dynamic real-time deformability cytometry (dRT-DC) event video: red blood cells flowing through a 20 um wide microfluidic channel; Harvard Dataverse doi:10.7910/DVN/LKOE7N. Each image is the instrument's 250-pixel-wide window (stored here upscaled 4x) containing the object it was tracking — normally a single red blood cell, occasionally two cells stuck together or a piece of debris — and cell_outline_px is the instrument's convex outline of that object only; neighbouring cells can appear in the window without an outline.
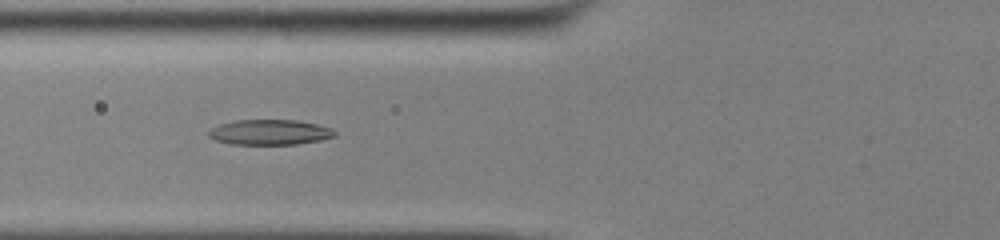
{"species": "common noctule bat (a hibernating species)", "species_latin": "Nyctalus noctula", "temperature_condition": "cold", "stored_images_in_passage": 46, "camera_frame_rate_fps": 3000, "um_per_image_px": 0.085, "animal": {"sex": "male", "body_mass_g": 13.0, "forearm_length_mm": 53.1}, "frame": {"image": 1, "passage_image": 14, "time_ms": 4.333, "image_size_px": [1000, 240], "cell_outline_px": [[336, 136], [320, 140], [296, 144], [228, 144], [216, 140], [208, 136], [208, 132], [212, 128], [220, 124], [236, 120], [296, 120], [316, 124], [332, 128], [336, 132]], "centroid_in_image_um": [22.93, 11.24], "position_along_channel_um": 102.9, "area_um2": 18.5}}
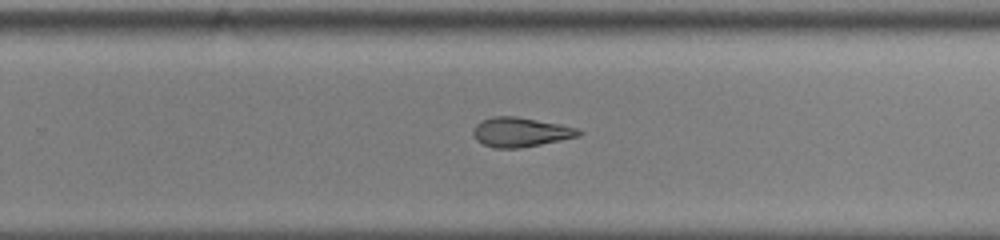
{"frame": {"image": 2, "passage_image": 28, "time_ms": 9.0, "image_size_px": [1000, 240], "cell_outline_px": [[584, 132], [580, 136], [520, 148], [496, 148], [484, 144], [476, 140], [472, 132], [472, 128], [480, 120], [492, 116], [516, 116], [560, 124], [576, 128]], "centroid_in_image_um": [44.22, 11.22], "position_along_channel_um": 285.6, "area_um2": 18.15}}
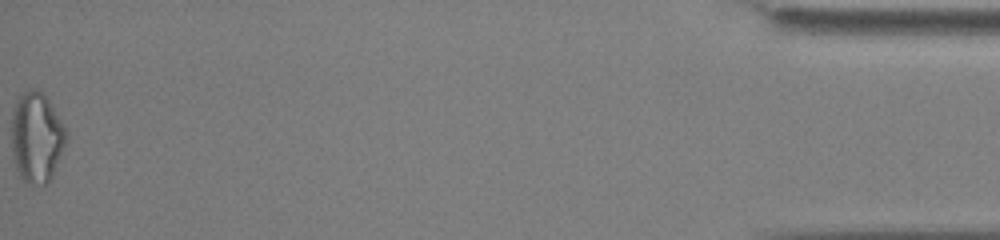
{"frame": {"image": 3, "passage_image": 46, "time_ms": 15.0, "image_size_px": [1000, 240], "cell_outline_px": [[68, 136], [52, 176], [48, 184], [32, 188], [24, 184], [16, 168], [12, 156], [12, 112], [16, 100], [24, 92], [32, 88], [36, 88], [44, 92], [64, 124], [68, 132]], "centroid_in_image_um": [3.11, 11.71], "position_along_channel_um": 432.1, "area_um2": 29.48}, "authors_computed_cell_mechanics": {"area_um2": 18.9006, "velocity_mm_per_s": 3.9139, "shape_relaxation_time_tau1_ms": null, "shape_relaxation_time_tau2_ms": 6.3463, "deformation_change_tau1": null, "deformation_change_tau2": 0.1722}}